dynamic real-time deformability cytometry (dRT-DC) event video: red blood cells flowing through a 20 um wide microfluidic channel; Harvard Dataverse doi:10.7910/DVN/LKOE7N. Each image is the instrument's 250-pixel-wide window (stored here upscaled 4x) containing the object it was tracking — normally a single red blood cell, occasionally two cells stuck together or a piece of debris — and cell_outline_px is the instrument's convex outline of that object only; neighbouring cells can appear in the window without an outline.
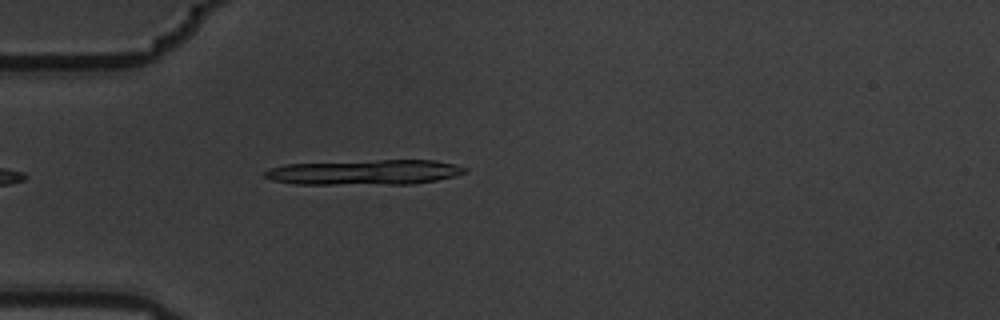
{"species": "common noctule bat (a hibernating species)", "species_latin": "Nyctalus noctula", "temperature_condition": "warm", "stored_images_in_passage": 5, "segment_of_instrument_passage": [1, 2], "camera_frame_rate_fps": 3000, "um_per_image_px": 0.085, "animal": {"sex": "male", "body_mass_g": 19.5, "forearm_length_mm": 54.6}, "frame": {"image": 1, "passage_image": 4, "time_ms": 1.0, "image_size_px": [1000, 320], "cell_outline_px": [[468, 172], [456, 176], [436, 180], [412, 184], [296, 184], [272, 180], [264, 176], [264, 172], [272, 168], [284, 164], [380, 160], [432, 160], [456, 164], [468, 168]], "centroid_in_image_um": [31.06, 14.64], "position_along_channel_um": 53.9, "area_um2": 29.25}}